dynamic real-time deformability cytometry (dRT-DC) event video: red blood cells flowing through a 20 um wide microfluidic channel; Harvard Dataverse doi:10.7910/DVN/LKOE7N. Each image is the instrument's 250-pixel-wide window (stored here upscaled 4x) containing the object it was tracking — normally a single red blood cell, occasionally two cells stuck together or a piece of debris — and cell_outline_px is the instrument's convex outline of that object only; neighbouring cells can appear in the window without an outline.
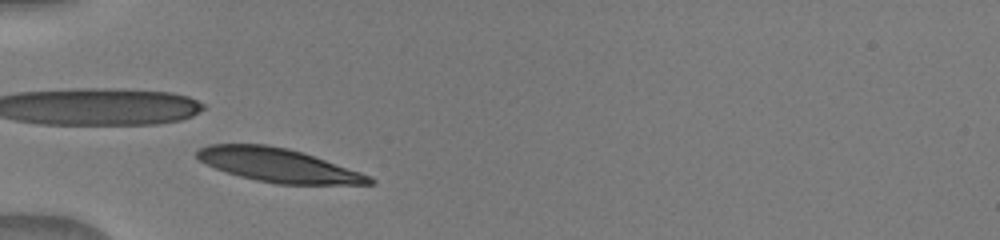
{"species": "human", "species_latin": "Homo sapiens", "temperature_condition": "warm", "stored_images_in_passage": 7, "camera_frame_rate_fps": 3000, "um_per_image_px": 0.085, "donor": {"sex": "male"}, "frame": {"image": 1, "passage_image": 6, "time_ms": 1.0, "image_size_px": [1000, 240], "cell_outline_px": [[376, 184], [280, 184], [256, 180], [240, 176], [216, 168], [200, 160], [196, 156], [196, 152], [200, 148], [208, 144], [268, 144], [288, 148], [304, 152], [372, 176], [376, 180]], "centroid_in_image_um": [23.71, 14.03], "position_along_channel_um": 61.3, "area_um2": 33.76}}